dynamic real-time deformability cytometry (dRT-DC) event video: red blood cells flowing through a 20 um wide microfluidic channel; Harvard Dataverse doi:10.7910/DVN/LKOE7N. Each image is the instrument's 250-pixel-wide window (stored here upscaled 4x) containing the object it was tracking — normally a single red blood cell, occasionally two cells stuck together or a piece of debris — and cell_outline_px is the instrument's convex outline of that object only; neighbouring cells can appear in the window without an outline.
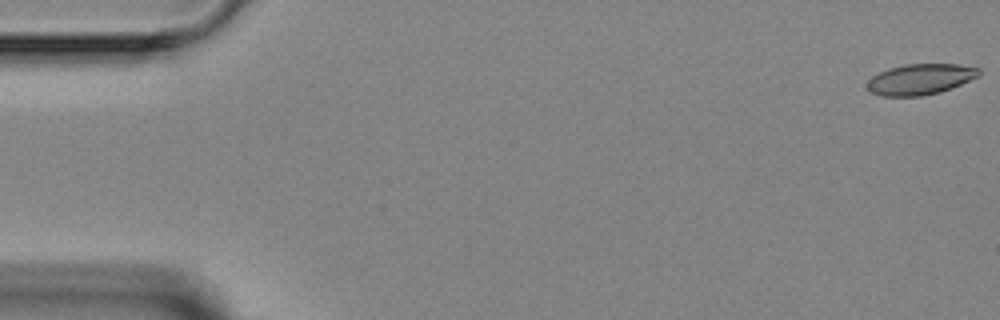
{"species": "Egyptian fruit bat (a non-hibernating species)", "species_latin": "Rousettus aegyptiacus", "temperature_condition": "room temperature", "stored_images_in_passage": 5, "segment_of_instrument_passage": [1, 2], "camera_frame_rate_fps": 3000, "um_per_image_px": 0.085, "animal": {"sex": "female"}, "frame": {"image": 1, "passage_image": 1, "time_ms": 0.0, "image_size_px": [1000, 320], "cell_outline_px": [[980, 76], [940, 92], [920, 96], [884, 96], [872, 92], [868, 88], [868, 80], [872, 76], [888, 68], [904, 64], [956, 64], [980, 68]], "centroid_in_image_um": [78.24, 6.72], "position_along_channel_um": 6.8, "area_um2": 19.88}}
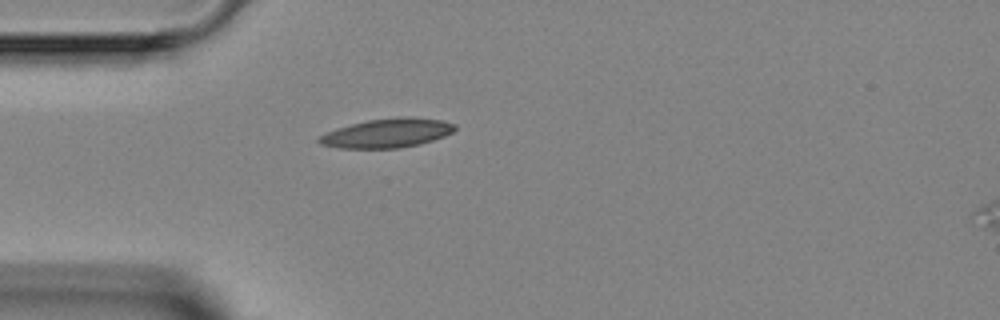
{"frame": {"image": 2, "passage_image": 4, "time_ms": 4.333, "image_size_px": [1000, 320], "cell_outline_px": [[456, 128], [452, 132], [444, 136], [420, 144], [400, 148], [340, 148], [320, 144], [316, 140], [320, 136], [336, 128], [368, 120], [400, 116], [408, 116], [444, 120], [456, 124]], "centroid_in_image_um": [32.94, 11.3], "position_along_channel_um": 52.1, "area_um2": 23.06}}